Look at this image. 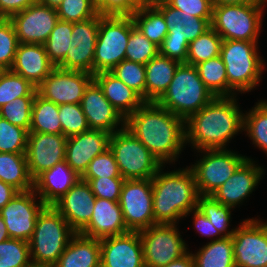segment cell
<instances>
[{
    "instance_id": "cell-33",
    "label": "cell",
    "mask_w": 267,
    "mask_h": 267,
    "mask_svg": "<svg viewBox=\"0 0 267 267\" xmlns=\"http://www.w3.org/2000/svg\"><path fill=\"white\" fill-rule=\"evenodd\" d=\"M28 133H48L62 135L59 106L41 97L38 93L32 105L31 126Z\"/></svg>"
},
{
    "instance_id": "cell-35",
    "label": "cell",
    "mask_w": 267,
    "mask_h": 267,
    "mask_svg": "<svg viewBox=\"0 0 267 267\" xmlns=\"http://www.w3.org/2000/svg\"><path fill=\"white\" fill-rule=\"evenodd\" d=\"M199 77L214 97H228L226 68L220 56L195 65Z\"/></svg>"
},
{
    "instance_id": "cell-43",
    "label": "cell",
    "mask_w": 267,
    "mask_h": 267,
    "mask_svg": "<svg viewBox=\"0 0 267 267\" xmlns=\"http://www.w3.org/2000/svg\"><path fill=\"white\" fill-rule=\"evenodd\" d=\"M0 267H32L29 242L14 238L0 242Z\"/></svg>"
},
{
    "instance_id": "cell-22",
    "label": "cell",
    "mask_w": 267,
    "mask_h": 267,
    "mask_svg": "<svg viewBox=\"0 0 267 267\" xmlns=\"http://www.w3.org/2000/svg\"><path fill=\"white\" fill-rule=\"evenodd\" d=\"M110 137L111 134L94 129L67 137L65 161L81 177L89 163L109 149Z\"/></svg>"
},
{
    "instance_id": "cell-29",
    "label": "cell",
    "mask_w": 267,
    "mask_h": 267,
    "mask_svg": "<svg viewBox=\"0 0 267 267\" xmlns=\"http://www.w3.org/2000/svg\"><path fill=\"white\" fill-rule=\"evenodd\" d=\"M100 240L76 233L53 267H101Z\"/></svg>"
},
{
    "instance_id": "cell-46",
    "label": "cell",
    "mask_w": 267,
    "mask_h": 267,
    "mask_svg": "<svg viewBox=\"0 0 267 267\" xmlns=\"http://www.w3.org/2000/svg\"><path fill=\"white\" fill-rule=\"evenodd\" d=\"M59 119L62 127V135L65 137L81 134L90 129L81 104L59 105Z\"/></svg>"
},
{
    "instance_id": "cell-27",
    "label": "cell",
    "mask_w": 267,
    "mask_h": 267,
    "mask_svg": "<svg viewBox=\"0 0 267 267\" xmlns=\"http://www.w3.org/2000/svg\"><path fill=\"white\" fill-rule=\"evenodd\" d=\"M81 177L64 160L44 171L34 180V190L46 205H53Z\"/></svg>"
},
{
    "instance_id": "cell-14",
    "label": "cell",
    "mask_w": 267,
    "mask_h": 267,
    "mask_svg": "<svg viewBox=\"0 0 267 267\" xmlns=\"http://www.w3.org/2000/svg\"><path fill=\"white\" fill-rule=\"evenodd\" d=\"M235 267L267 264V222L245 219L232 235Z\"/></svg>"
},
{
    "instance_id": "cell-42",
    "label": "cell",
    "mask_w": 267,
    "mask_h": 267,
    "mask_svg": "<svg viewBox=\"0 0 267 267\" xmlns=\"http://www.w3.org/2000/svg\"><path fill=\"white\" fill-rule=\"evenodd\" d=\"M110 72L137 92L146 102V72L144 64L125 59Z\"/></svg>"
},
{
    "instance_id": "cell-32",
    "label": "cell",
    "mask_w": 267,
    "mask_h": 267,
    "mask_svg": "<svg viewBox=\"0 0 267 267\" xmlns=\"http://www.w3.org/2000/svg\"><path fill=\"white\" fill-rule=\"evenodd\" d=\"M191 254L196 267H235L232 236L211 240Z\"/></svg>"
},
{
    "instance_id": "cell-7",
    "label": "cell",
    "mask_w": 267,
    "mask_h": 267,
    "mask_svg": "<svg viewBox=\"0 0 267 267\" xmlns=\"http://www.w3.org/2000/svg\"><path fill=\"white\" fill-rule=\"evenodd\" d=\"M153 5L163 14L168 33L159 54L180 63H186L189 43L211 27L212 18H199L169 6L164 0Z\"/></svg>"
},
{
    "instance_id": "cell-12",
    "label": "cell",
    "mask_w": 267,
    "mask_h": 267,
    "mask_svg": "<svg viewBox=\"0 0 267 267\" xmlns=\"http://www.w3.org/2000/svg\"><path fill=\"white\" fill-rule=\"evenodd\" d=\"M179 232L176 224H156L139 231L145 267H164L189 252Z\"/></svg>"
},
{
    "instance_id": "cell-26",
    "label": "cell",
    "mask_w": 267,
    "mask_h": 267,
    "mask_svg": "<svg viewBox=\"0 0 267 267\" xmlns=\"http://www.w3.org/2000/svg\"><path fill=\"white\" fill-rule=\"evenodd\" d=\"M55 66L49 61L42 44L19 43L11 71L38 87Z\"/></svg>"
},
{
    "instance_id": "cell-56",
    "label": "cell",
    "mask_w": 267,
    "mask_h": 267,
    "mask_svg": "<svg viewBox=\"0 0 267 267\" xmlns=\"http://www.w3.org/2000/svg\"><path fill=\"white\" fill-rule=\"evenodd\" d=\"M164 267H196L193 256L190 252L177 260L170 262Z\"/></svg>"
},
{
    "instance_id": "cell-13",
    "label": "cell",
    "mask_w": 267,
    "mask_h": 267,
    "mask_svg": "<svg viewBox=\"0 0 267 267\" xmlns=\"http://www.w3.org/2000/svg\"><path fill=\"white\" fill-rule=\"evenodd\" d=\"M119 204L129 231H141L153 226L152 179L125 180Z\"/></svg>"
},
{
    "instance_id": "cell-3",
    "label": "cell",
    "mask_w": 267,
    "mask_h": 267,
    "mask_svg": "<svg viewBox=\"0 0 267 267\" xmlns=\"http://www.w3.org/2000/svg\"><path fill=\"white\" fill-rule=\"evenodd\" d=\"M162 170L163 165L152 178L154 225L177 224L197 208L199 193L195 178L190 167Z\"/></svg>"
},
{
    "instance_id": "cell-31",
    "label": "cell",
    "mask_w": 267,
    "mask_h": 267,
    "mask_svg": "<svg viewBox=\"0 0 267 267\" xmlns=\"http://www.w3.org/2000/svg\"><path fill=\"white\" fill-rule=\"evenodd\" d=\"M0 180L19 192L34 189L25 154L0 153Z\"/></svg>"
},
{
    "instance_id": "cell-19",
    "label": "cell",
    "mask_w": 267,
    "mask_h": 267,
    "mask_svg": "<svg viewBox=\"0 0 267 267\" xmlns=\"http://www.w3.org/2000/svg\"><path fill=\"white\" fill-rule=\"evenodd\" d=\"M66 141L60 134L28 133L25 156L33 180L65 160Z\"/></svg>"
},
{
    "instance_id": "cell-36",
    "label": "cell",
    "mask_w": 267,
    "mask_h": 267,
    "mask_svg": "<svg viewBox=\"0 0 267 267\" xmlns=\"http://www.w3.org/2000/svg\"><path fill=\"white\" fill-rule=\"evenodd\" d=\"M243 131L267 155V100H260L244 114Z\"/></svg>"
},
{
    "instance_id": "cell-2",
    "label": "cell",
    "mask_w": 267,
    "mask_h": 267,
    "mask_svg": "<svg viewBox=\"0 0 267 267\" xmlns=\"http://www.w3.org/2000/svg\"><path fill=\"white\" fill-rule=\"evenodd\" d=\"M235 96L214 97L185 121L186 144L196 150L227 149L234 135L243 130L244 113Z\"/></svg>"
},
{
    "instance_id": "cell-47",
    "label": "cell",
    "mask_w": 267,
    "mask_h": 267,
    "mask_svg": "<svg viewBox=\"0 0 267 267\" xmlns=\"http://www.w3.org/2000/svg\"><path fill=\"white\" fill-rule=\"evenodd\" d=\"M60 20L80 22L97 15L94 0H63L56 8Z\"/></svg>"
},
{
    "instance_id": "cell-59",
    "label": "cell",
    "mask_w": 267,
    "mask_h": 267,
    "mask_svg": "<svg viewBox=\"0 0 267 267\" xmlns=\"http://www.w3.org/2000/svg\"><path fill=\"white\" fill-rule=\"evenodd\" d=\"M63 0H38V3L52 7V8H57Z\"/></svg>"
},
{
    "instance_id": "cell-48",
    "label": "cell",
    "mask_w": 267,
    "mask_h": 267,
    "mask_svg": "<svg viewBox=\"0 0 267 267\" xmlns=\"http://www.w3.org/2000/svg\"><path fill=\"white\" fill-rule=\"evenodd\" d=\"M18 45V37L12 22L6 18H0V66L4 69H11Z\"/></svg>"
},
{
    "instance_id": "cell-38",
    "label": "cell",
    "mask_w": 267,
    "mask_h": 267,
    "mask_svg": "<svg viewBox=\"0 0 267 267\" xmlns=\"http://www.w3.org/2000/svg\"><path fill=\"white\" fill-rule=\"evenodd\" d=\"M72 22L58 20L50 33L47 41L43 44L49 61L57 67L65 58L71 43Z\"/></svg>"
},
{
    "instance_id": "cell-60",
    "label": "cell",
    "mask_w": 267,
    "mask_h": 267,
    "mask_svg": "<svg viewBox=\"0 0 267 267\" xmlns=\"http://www.w3.org/2000/svg\"><path fill=\"white\" fill-rule=\"evenodd\" d=\"M139 6H149L157 0H134Z\"/></svg>"
},
{
    "instance_id": "cell-50",
    "label": "cell",
    "mask_w": 267,
    "mask_h": 267,
    "mask_svg": "<svg viewBox=\"0 0 267 267\" xmlns=\"http://www.w3.org/2000/svg\"><path fill=\"white\" fill-rule=\"evenodd\" d=\"M90 185L96 198L119 201L124 178L83 179Z\"/></svg>"
},
{
    "instance_id": "cell-5",
    "label": "cell",
    "mask_w": 267,
    "mask_h": 267,
    "mask_svg": "<svg viewBox=\"0 0 267 267\" xmlns=\"http://www.w3.org/2000/svg\"><path fill=\"white\" fill-rule=\"evenodd\" d=\"M258 42L223 40L220 57L226 68L228 97L251 92L260 82L265 68Z\"/></svg>"
},
{
    "instance_id": "cell-24",
    "label": "cell",
    "mask_w": 267,
    "mask_h": 267,
    "mask_svg": "<svg viewBox=\"0 0 267 267\" xmlns=\"http://www.w3.org/2000/svg\"><path fill=\"white\" fill-rule=\"evenodd\" d=\"M264 175V169L257 166L253 159L247 158L236 172L211 195L222 205L235 206L244 202L254 191Z\"/></svg>"
},
{
    "instance_id": "cell-39",
    "label": "cell",
    "mask_w": 267,
    "mask_h": 267,
    "mask_svg": "<svg viewBox=\"0 0 267 267\" xmlns=\"http://www.w3.org/2000/svg\"><path fill=\"white\" fill-rule=\"evenodd\" d=\"M197 208L202 211L223 237L233 235L235 229L228 231L232 207L222 205L211 195H199Z\"/></svg>"
},
{
    "instance_id": "cell-25",
    "label": "cell",
    "mask_w": 267,
    "mask_h": 267,
    "mask_svg": "<svg viewBox=\"0 0 267 267\" xmlns=\"http://www.w3.org/2000/svg\"><path fill=\"white\" fill-rule=\"evenodd\" d=\"M127 232L119 201L95 198L92 217L79 233L100 240Z\"/></svg>"
},
{
    "instance_id": "cell-51",
    "label": "cell",
    "mask_w": 267,
    "mask_h": 267,
    "mask_svg": "<svg viewBox=\"0 0 267 267\" xmlns=\"http://www.w3.org/2000/svg\"><path fill=\"white\" fill-rule=\"evenodd\" d=\"M101 16H132L140 6L134 0H94Z\"/></svg>"
},
{
    "instance_id": "cell-44",
    "label": "cell",
    "mask_w": 267,
    "mask_h": 267,
    "mask_svg": "<svg viewBox=\"0 0 267 267\" xmlns=\"http://www.w3.org/2000/svg\"><path fill=\"white\" fill-rule=\"evenodd\" d=\"M28 131L0 117V153L25 154Z\"/></svg>"
},
{
    "instance_id": "cell-49",
    "label": "cell",
    "mask_w": 267,
    "mask_h": 267,
    "mask_svg": "<svg viewBox=\"0 0 267 267\" xmlns=\"http://www.w3.org/2000/svg\"><path fill=\"white\" fill-rule=\"evenodd\" d=\"M122 178L118 164L110 149L97 155L88 165L81 179Z\"/></svg>"
},
{
    "instance_id": "cell-18",
    "label": "cell",
    "mask_w": 267,
    "mask_h": 267,
    "mask_svg": "<svg viewBox=\"0 0 267 267\" xmlns=\"http://www.w3.org/2000/svg\"><path fill=\"white\" fill-rule=\"evenodd\" d=\"M19 43L44 44L59 20L55 8L35 3L9 18Z\"/></svg>"
},
{
    "instance_id": "cell-8",
    "label": "cell",
    "mask_w": 267,
    "mask_h": 267,
    "mask_svg": "<svg viewBox=\"0 0 267 267\" xmlns=\"http://www.w3.org/2000/svg\"><path fill=\"white\" fill-rule=\"evenodd\" d=\"M265 3L214 5L211 27L223 40L258 42Z\"/></svg>"
},
{
    "instance_id": "cell-61",
    "label": "cell",
    "mask_w": 267,
    "mask_h": 267,
    "mask_svg": "<svg viewBox=\"0 0 267 267\" xmlns=\"http://www.w3.org/2000/svg\"><path fill=\"white\" fill-rule=\"evenodd\" d=\"M6 71V69H4L2 66H0V77L2 76V74Z\"/></svg>"
},
{
    "instance_id": "cell-10",
    "label": "cell",
    "mask_w": 267,
    "mask_h": 267,
    "mask_svg": "<svg viewBox=\"0 0 267 267\" xmlns=\"http://www.w3.org/2000/svg\"><path fill=\"white\" fill-rule=\"evenodd\" d=\"M131 32V16L99 15L98 35L93 59V75L111 71L125 60Z\"/></svg>"
},
{
    "instance_id": "cell-57",
    "label": "cell",
    "mask_w": 267,
    "mask_h": 267,
    "mask_svg": "<svg viewBox=\"0 0 267 267\" xmlns=\"http://www.w3.org/2000/svg\"><path fill=\"white\" fill-rule=\"evenodd\" d=\"M250 2H267V0H212L214 5L245 4Z\"/></svg>"
},
{
    "instance_id": "cell-9",
    "label": "cell",
    "mask_w": 267,
    "mask_h": 267,
    "mask_svg": "<svg viewBox=\"0 0 267 267\" xmlns=\"http://www.w3.org/2000/svg\"><path fill=\"white\" fill-rule=\"evenodd\" d=\"M112 151L122 178L152 179L162 166L152 153L126 128L111 134Z\"/></svg>"
},
{
    "instance_id": "cell-20",
    "label": "cell",
    "mask_w": 267,
    "mask_h": 267,
    "mask_svg": "<svg viewBox=\"0 0 267 267\" xmlns=\"http://www.w3.org/2000/svg\"><path fill=\"white\" fill-rule=\"evenodd\" d=\"M80 104L90 129L112 134L125 128L126 119L105 98L95 80L86 88ZM119 124L121 127L118 129Z\"/></svg>"
},
{
    "instance_id": "cell-54",
    "label": "cell",
    "mask_w": 267,
    "mask_h": 267,
    "mask_svg": "<svg viewBox=\"0 0 267 267\" xmlns=\"http://www.w3.org/2000/svg\"><path fill=\"white\" fill-rule=\"evenodd\" d=\"M35 3L38 0H0V18L9 19Z\"/></svg>"
},
{
    "instance_id": "cell-30",
    "label": "cell",
    "mask_w": 267,
    "mask_h": 267,
    "mask_svg": "<svg viewBox=\"0 0 267 267\" xmlns=\"http://www.w3.org/2000/svg\"><path fill=\"white\" fill-rule=\"evenodd\" d=\"M180 62L158 54L145 65L146 102H157L167 91Z\"/></svg>"
},
{
    "instance_id": "cell-4",
    "label": "cell",
    "mask_w": 267,
    "mask_h": 267,
    "mask_svg": "<svg viewBox=\"0 0 267 267\" xmlns=\"http://www.w3.org/2000/svg\"><path fill=\"white\" fill-rule=\"evenodd\" d=\"M75 234L65 218L52 205H46L29 240L32 266L53 267Z\"/></svg>"
},
{
    "instance_id": "cell-55",
    "label": "cell",
    "mask_w": 267,
    "mask_h": 267,
    "mask_svg": "<svg viewBox=\"0 0 267 267\" xmlns=\"http://www.w3.org/2000/svg\"><path fill=\"white\" fill-rule=\"evenodd\" d=\"M19 191L9 184L0 180V210L18 193Z\"/></svg>"
},
{
    "instance_id": "cell-1",
    "label": "cell",
    "mask_w": 267,
    "mask_h": 267,
    "mask_svg": "<svg viewBox=\"0 0 267 267\" xmlns=\"http://www.w3.org/2000/svg\"><path fill=\"white\" fill-rule=\"evenodd\" d=\"M125 128L163 166L173 163L186 145L185 120L157 102H144L126 118Z\"/></svg>"
},
{
    "instance_id": "cell-37",
    "label": "cell",
    "mask_w": 267,
    "mask_h": 267,
    "mask_svg": "<svg viewBox=\"0 0 267 267\" xmlns=\"http://www.w3.org/2000/svg\"><path fill=\"white\" fill-rule=\"evenodd\" d=\"M222 37L210 27L189 43L186 63L197 65L203 61L220 56Z\"/></svg>"
},
{
    "instance_id": "cell-34",
    "label": "cell",
    "mask_w": 267,
    "mask_h": 267,
    "mask_svg": "<svg viewBox=\"0 0 267 267\" xmlns=\"http://www.w3.org/2000/svg\"><path fill=\"white\" fill-rule=\"evenodd\" d=\"M140 32L158 47L168 33L163 14L154 6H140L131 16Z\"/></svg>"
},
{
    "instance_id": "cell-28",
    "label": "cell",
    "mask_w": 267,
    "mask_h": 267,
    "mask_svg": "<svg viewBox=\"0 0 267 267\" xmlns=\"http://www.w3.org/2000/svg\"><path fill=\"white\" fill-rule=\"evenodd\" d=\"M94 80L103 90L105 98L125 119L145 102L137 92L125 85L110 71L94 74Z\"/></svg>"
},
{
    "instance_id": "cell-21",
    "label": "cell",
    "mask_w": 267,
    "mask_h": 267,
    "mask_svg": "<svg viewBox=\"0 0 267 267\" xmlns=\"http://www.w3.org/2000/svg\"><path fill=\"white\" fill-rule=\"evenodd\" d=\"M101 267H145L139 231L100 239Z\"/></svg>"
},
{
    "instance_id": "cell-16",
    "label": "cell",
    "mask_w": 267,
    "mask_h": 267,
    "mask_svg": "<svg viewBox=\"0 0 267 267\" xmlns=\"http://www.w3.org/2000/svg\"><path fill=\"white\" fill-rule=\"evenodd\" d=\"M94 75L83 71L63 70L55 67L37 87V93L53 103L80 104Z\"/></svg>"
},
{
    "instance_id": "cell-52",
    "label": "cell",
    "mask_w": 267,
    "mask_h": 267,
    "mask_svg": "<svg viewBox=\"0 0 267 267\" xmlns=\"http://www.w3.org/2000/svg\"><path fill=\"white\" fill-rule=\"evenodd\" d=\"M169 6L199 18H212V0H164Z\"/></svg>"
},
{
    "instance_id": "cell-15",
    "label": "cell",
    "mask_w": 267,
    "mask_h": 267,
    "mask_svg": "<svg viewBox=\"0 0 267 267\" xmlns=\"http://www.w3.org/2000/svg\"><path fill=\"white\" fill-rule=\"evenodd\" d=\"M38 198L34 189L18 192L0 210V216L3 218L10 238L29 242L35 229L36 219L46 206Z\"/></svg>"
},
{
    "instance_id": "cell-41",
    "label": "cell",
    "mask_w": 267,
    "mask_h": 267,
    "mask_svg": "<svg viewBox=\"0 0 267 267\" xmlns=\"http://www.w3.org/2000/svg\"><path fill=\"white\" fill-rule=\"evenodd\" d=\"M158 54L159 47L140 32L131 17V32L126 47L125 59L146 65Z\"/></svg>"
},
{
    "instance_id": "cell-23",
    "label": "cell",
    "mask_w": 267,
    "mask_h": 267,
    "mask_svg": "<svg viewBox=\"0 0 267 267\" xmlns=\"http://www.w3.org/2000/svg\"><path fill=\"white\" fill-rule=\"evenodd\" d=\"M95 198L88 182L79 179L52 206L65 218L70 227L79 233L92 217Z\"/></svg>"
},
{
    "instance_id": "cell-11",
    "label": "cell",
    "mask_w": 267,
    "mask_h": 267,
    "mask_svg": "<svg viewBox=\"0 0 267 267\" xmlns=\"http://www.w3.org/2000/svg\"><path fill=\"white\" fill-rule=\"evenodd\" d=\"M203 158L190 166L199 195H212L248 158L227 149L198 150Z\"/></svg>"
},
{
    "instance_id": "cell-6",
    "label": "cell",
    "mask_w": 267,
    "mask_h": 267,
    "mask_svg": "<svg viewBox=\"0 0 267 267\" xmlns=\"http://www.w3.org/2000/svg\"><path fill=\"white\" fill-rule=\"evenodd\" d=\"M213 98L199 77L196 67L180 63L167 91L157 103L186 121Z\"/></svg>"
},
{
    "instance_id": "cell-53",
    "label": "cell",
    "mask_w": 267,
    "mask_h": 267,
    "mask_svg": "<svg viewBox=\"0 0 267 267\" xmlns=\"http://www.w3.org/2000/svg\"><path fill=\"white\" fill-rule=\"evenodd\" d=\"M193 212V225L199 234L206 237H214L213 240L224 238L219 231L212 225L210 220L198 208L192 209L188 214ZM216 237V238H215Z\"/></svg>"
},
{
    "instance_id": "cell-58",
    "label": "cell",
    "mask_w": 267,
    "mask_h": 267,
    "mask_svg": "<svg viewBox=\"0 0 267 267\" xmlns=\"http://www.w3.org/2000/svg\"><path fill=\"white\" fill-rule=\"evenodd\" d=\"M9 238L7 227L3 221V218L0 216V242H3Z\"/></svg>"
},
{
    "instance_id": "cell-45",
    "label": "cell",
    "mask_w": 267,
    "mask_h": 267,
    "mask_svg": "<svg viewBox=\"0 0 267 267\" xmlns=\"http://www.w3.org/2000/svg\"><path fill=\"white\" fill-rule=\"evenodd\" d=\"M35 96L20 97L0 108V117L29 132Z\"/></svg>"
},
{
    "instance_id": "cell-17",
    "label": "cell",
    "mask_w": 267,
    "mask_h": 267,
    "mask_svg": "<svg viewBox=\"0 0 267 267\" xmlns=\"http://www.w3.org/2000/svg\"><path fill=\"white\" fill-rule=\"evenodd\" d=\"M98 27L99 14L93 18L72 23V41L64 60L57 67L63 70L83 71L93 75Z\"/></svg>"
},
{
    "instance_id": "cell-40",
    "label": "cell",
    "mask_w": 267,
    "mask_h": 267,
    "mask_svg": "<svg viewBox=\"0 0 267 267\" xmlns=\"http://www.w3.org/2000/svg\"><path fill=\"white\" fill-rule=\"evenodd\" d=\"M36 93L37 87L11 70L0 77V108L20 97L36 96Z\"/></svg>"
}]
</instances>
